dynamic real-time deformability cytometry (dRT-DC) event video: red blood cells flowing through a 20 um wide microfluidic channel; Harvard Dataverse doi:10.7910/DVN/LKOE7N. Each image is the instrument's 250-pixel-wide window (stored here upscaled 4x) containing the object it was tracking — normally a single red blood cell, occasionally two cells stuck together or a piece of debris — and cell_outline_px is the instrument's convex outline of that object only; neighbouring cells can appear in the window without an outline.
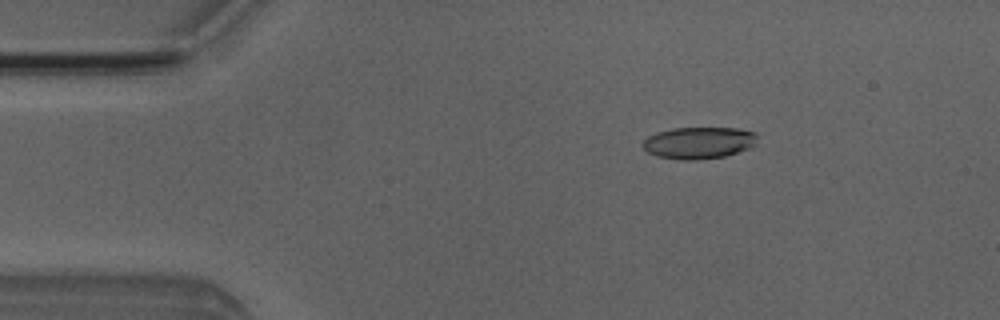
{"species": "Egyptian fruit bat (a non-hibernating species)", "species_latin": "Rousettus aegyptiacus", "temperature_condition": "room temperature", "stored_images_in_passage": 3, "camera_frame_rate_fps": 3000, "um_per_image_px": 0.085, "animal": {"sex": "male"}, "frame": {"image": 1, "passage_image": 1, "time_ms": 0.0, "image_size_px": [1000, 320], "cell_outline_px": [[756, 136], [752, 144], [748, 148], [724, 156], [696, 160], [684, 160], [656, 156], [648, 152], [640, 144], [648, 136], [656, 132], [672, 128], [736, 128], [756, 132]], "centroid_in_image_um": [59.33, 12.13], "position_along_channel_um": 25.7, "area_um2": 21.04}}
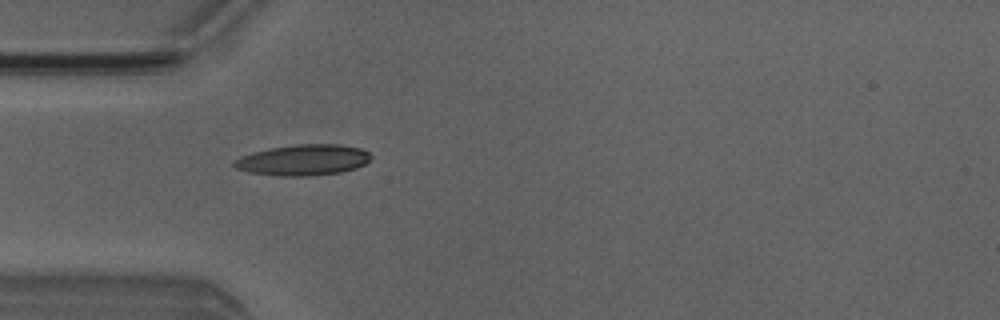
{"frame": {"image": 2, "passage_image": 3, "time_ms": 2.333, "image_size_px": [1000, 320], "cell_outline_px": [[372, 156], [364, 164], [356, 168], [340, 172], [308, 176], [280, 176], [248, 172], [236, 168], [232, 164], [232, 160], [240, 156], [252, 152], [268, 148], [296, 144], [340, 144], [360, 148], [368, 152]], "centroid_in_image_um": [25.73, 13.59], "position_along_channel_um": 59.3, "area_um2": 24.74}}